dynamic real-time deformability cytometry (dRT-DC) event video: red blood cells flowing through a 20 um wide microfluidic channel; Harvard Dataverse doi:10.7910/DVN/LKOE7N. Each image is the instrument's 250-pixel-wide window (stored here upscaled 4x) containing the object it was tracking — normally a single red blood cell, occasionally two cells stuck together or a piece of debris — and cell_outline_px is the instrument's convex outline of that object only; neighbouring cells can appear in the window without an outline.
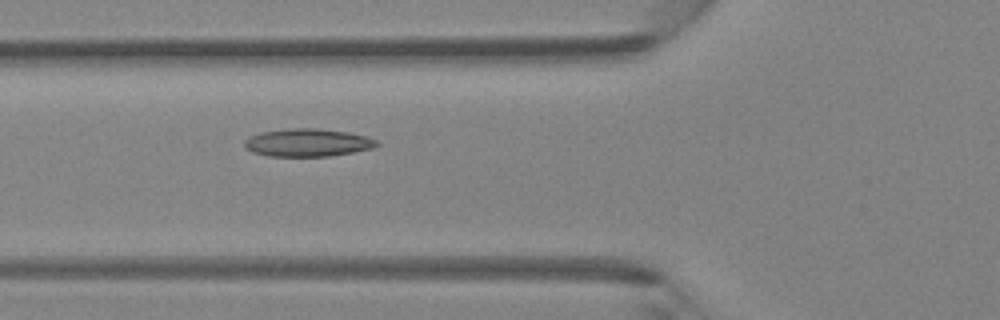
{"species": "Egyptian fruit bat (a non-hibernating species)", "species_latin": "Rousettus aegyptiacus", "temperature_condition": "room temperature", "stored_images_in_passage": 18, "camera_frame_rate_fps": 3000, "um_per_image_px": 0.085, "animal": {"sex": "female"}, "frame": {"image": 1, "passage_image": 17, "time_ms": 5.333, "image_size_px": [1000, 320], "cell_outline_px": [[380, 144], [372, 148], [352, 152], [328, 156], [268, 156], [252, 152], [244, 148], [244, 140], [260, 132], [288, 128], [316, 128], [348, 132], [364, 136], [376, 140]], "centroid_in_image_um": [26.11, 12.12], "position_along_channel_um": 99.7, "area_um2": 21.39}}